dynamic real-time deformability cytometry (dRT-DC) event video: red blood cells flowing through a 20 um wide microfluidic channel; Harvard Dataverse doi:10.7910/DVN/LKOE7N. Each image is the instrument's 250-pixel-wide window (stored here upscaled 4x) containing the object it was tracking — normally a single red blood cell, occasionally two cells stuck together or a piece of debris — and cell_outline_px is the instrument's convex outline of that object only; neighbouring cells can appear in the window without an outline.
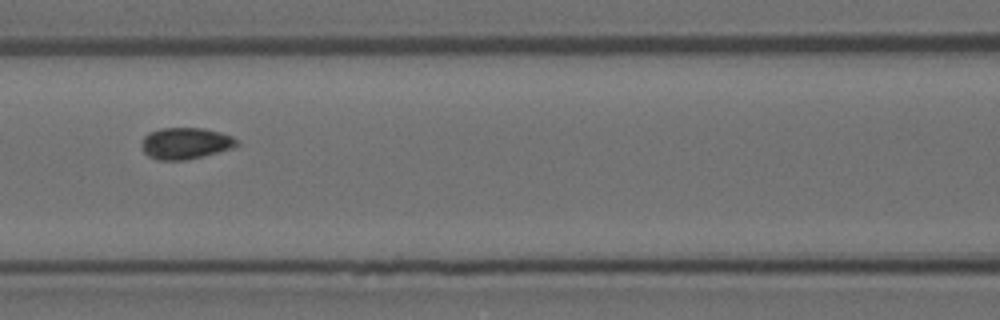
{"species": "Egyptian fruit bat (a non-hibernating species)", "species_latin": "Rousettus aegyptiacus", "temperature_condition": "room temperature", "stored_images_in_passage": 11, "camera_frame_rate_fps": 3000, "um_per_image_px": 0.085, "animal": {"sex": "female"}, "frame": {"image": 1, "passage_image": 7, "time_ms": 2.0, "image_size_px": [1000, 320], "cell_outline_px": [[240, 144], [232, 148], [204, 156], [184, 160], [156, 160], [148, 156], [140, 148], [140, 140], [148, 132], [160, 128], [204, 128], [220, 132], [232, 136], [240, 140]], "centroid_in_image_um": [15.74, 12.18], "position_along_channel_um": 150.9, "area_um2": 17.86}}
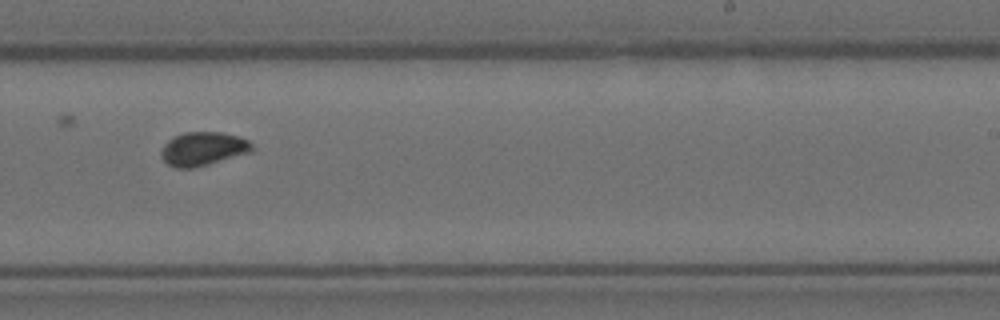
{"frame": {"image": 2, "passage_image": 10, "time_ms": 3.0, "image_size_px": [1000, 320], "cell_outline_px": [[256, 148], [252, 152], [208, 164], [192, 168], [176, 168], [168, 164], [160, 156], [160, 152], [164, 144], [168, 140], [184, 132], [224, 132], [240, 136], [248, 140]], "centroid_in_image_um": [17.29, 12.64], "position_along_channel_um": 271.7, "area_um2": 17.98}}
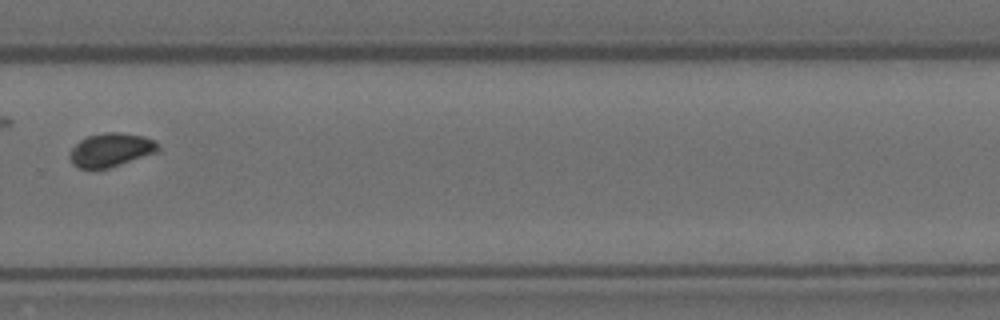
{"frame": {"image": 3, "passage_image": 11, "time_ms": 3.333, "image_size_px": [1000, 320], "cell_outline_px": [[160, 152], [108, 168], [76, 168], [72, 164], [68, 156], [72, 148], [80, 140], [88, 136], [104, 132], [120, 132], [144, 136], [156, 140], [160, 148]], "centroid_in_image_um": [9.46, 12.74], "position_along_channel_um": 320.3, "area_um2": 17.57}}